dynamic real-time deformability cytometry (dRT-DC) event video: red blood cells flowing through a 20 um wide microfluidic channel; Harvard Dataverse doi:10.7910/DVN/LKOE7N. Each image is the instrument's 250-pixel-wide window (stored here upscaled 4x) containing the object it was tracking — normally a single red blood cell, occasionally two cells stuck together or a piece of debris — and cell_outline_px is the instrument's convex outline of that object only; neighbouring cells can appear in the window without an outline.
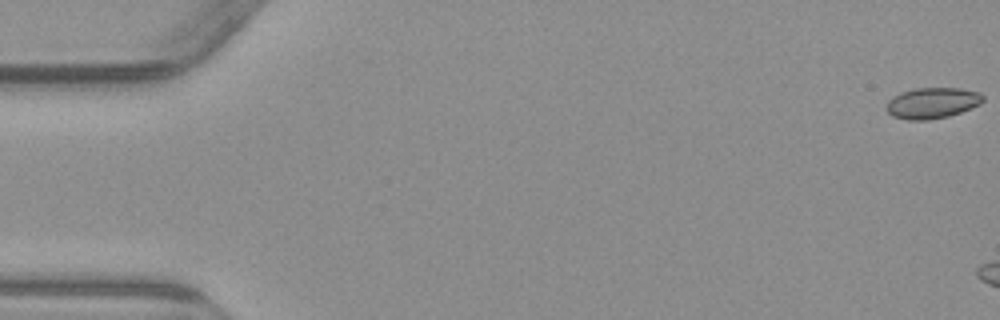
{"species": "common noctule bat (a hibernating species)", "species_latin": "Nyctalus noctula", "temperature_condition": "warm", "stored_images_in_passage": 3, "camera_frame_rate_fps": 3000, "um_per_image_px": 0.085, "animal": {"sex": "male", "body_mass_g": 23.1, "forearm_length_mm": 52.7}, "frame": {"image": 1, "passage_image": 1, "time_ms": 0.0, "image_size_px": [1000, 320], "cell_outline_px": [[984, 100], [980, 104], [960, 112], [948, 116], [928, 120], [908, 120], [892, 116], [888, 112], [888, 100], [892, 96], [900, 92], [916, 88], [960, 88], [980, 92], [984, 96]], "centroid_in_image_um": [79.25, 8.74], "position_along_channel_um": 5.8, "area_um2": 17.4}}